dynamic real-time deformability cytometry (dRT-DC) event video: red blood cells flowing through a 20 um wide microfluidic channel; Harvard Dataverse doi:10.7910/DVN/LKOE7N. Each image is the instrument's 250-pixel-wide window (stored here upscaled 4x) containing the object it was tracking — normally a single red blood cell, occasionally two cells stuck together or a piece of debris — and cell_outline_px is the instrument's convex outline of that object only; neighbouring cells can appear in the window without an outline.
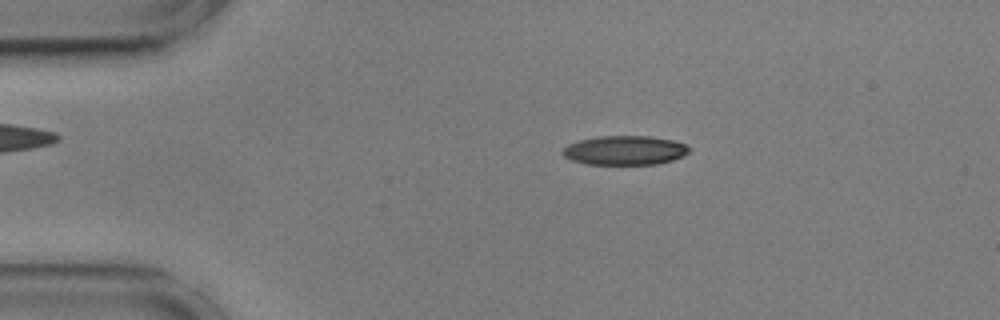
{"species": "common noctule bat (a hibernating species)", "species_latin": "Nyctalus noctula", "temperature_condition": "cold", "stored_images_in_passage": 55, "camera_frame_rate_fps": 3000, "um_per_image_px": 0.085, "animal": {"sex": "male", "body_mass_g": 17.9, "forearm_length_mm": 54.2}, "frame": {"image": 1, "passage_image": 10, "time_ms": 3.0, "image_size_px": [1000, 320], "cell_outline_px": [[688, 152], [684, 156], [672, 160], [656, 164], [588, 164], [572, 160], [564, 156], [560, 152], [568, 144], [580, 140], [600, 136], [648, 136], [672, 140], [684, 144], [688, 148]], "centroid_in_image_um": [53.08, 12.78], "position_along_channel_um": 31.9, "area_um2": 21.33}}
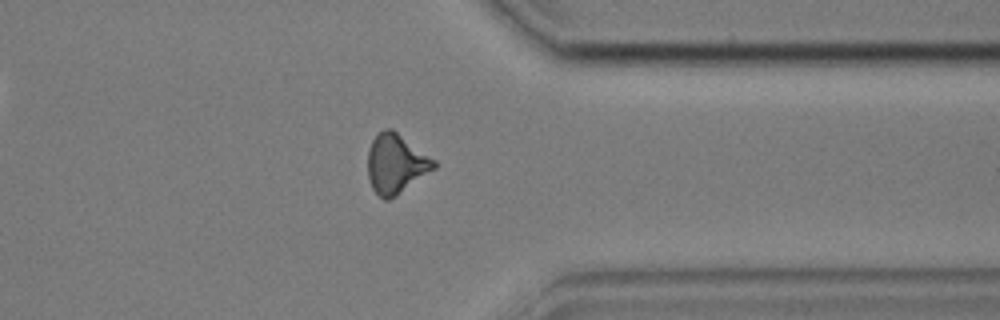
{"frame": {"image": 2, "passage_image": 43, "time_ms": 14.0, "image_size_px": [1000, 320], "cell_outline_px": [[436, 168], [396, 196], [388, 200], [384, 200], [372, 188], [368, 180], [368, 148], [376, 132], [384, 128], [392, 128], [436, 160]], "centroid_in_image_um": [33.64, 13.9], "position_along_channel_um": 377.8, "area_um2": 23.18}}
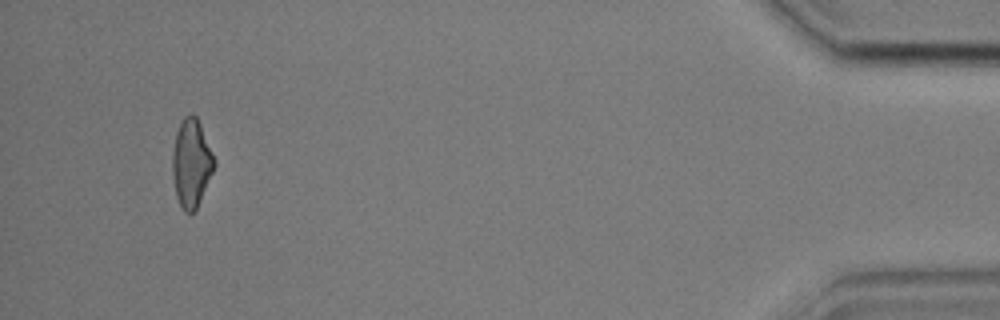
{"frame": {"image": 3, "passage_image": 52, "time_ms": 17.0, "image_size_px": [1000, 320], "cell_outline_px": [[216, 164], [196, 208], [192, 212], [184, 212], [176, 196], [172, 176], [172, 156], [176, 132], [184, 116], [192, 112], [196, 116], [200, 124], [216, 160]], "centroid_in_image_um": [16.26, 13.84], "position_along_channel_um": 418.9, "area_um2": 21.27}, "authors_computed_cell_mechanics": {"area_um2": 22.0218, "velocity_mm_per_s": 3.5959, "shape_relaxation_time_tau1_ms": 8.8452, "shape_relaxation_time_tau2_ms": 3.4563, "deformation_change_tau1": 0.1943, "deformation_change_tau2": 0.1205}}